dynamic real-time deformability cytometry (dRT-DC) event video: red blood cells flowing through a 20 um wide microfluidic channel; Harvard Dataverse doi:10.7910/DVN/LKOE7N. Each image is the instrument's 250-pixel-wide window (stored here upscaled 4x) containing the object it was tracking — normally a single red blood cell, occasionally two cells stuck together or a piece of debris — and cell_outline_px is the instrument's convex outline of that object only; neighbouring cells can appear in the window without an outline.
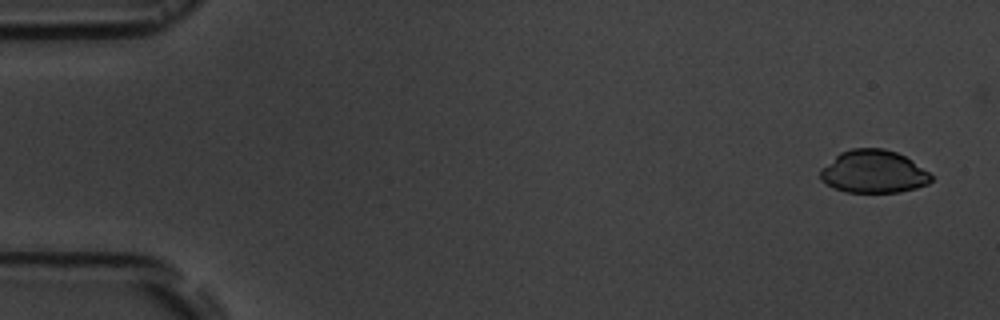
{"species": "common noctule bat (a hibernating species)", "species_latin": "Nyctalus noctula", "temperature_condition": "room temperature", "stored_images_in_passage": 4, "camera_frame_rate_fps": 3000, "um_per_image_px": 0.085, "animal": {"sex": "male", "body_mass_g": 19.5, "forearm_length_mm": 54.6}, "frame": {"image": 1, "passage_image": 1, "time_ms": 0.0, "image_size_px": [1000, 320], "cell_outline_px": [[932, 180], [928, 184], [916, 188], [900, 192], [844, 192], [832, 188], [824, 184], [820, 180], [820, 168], [840, 152], [852, 148], [884, 148], [896, 152], [912, 160], [928, 172], [932, 176]], "centroid_in_image_um": [74.21, 14.6], "position_along_channel_um": 10.8, "area_um2": 27.92}}